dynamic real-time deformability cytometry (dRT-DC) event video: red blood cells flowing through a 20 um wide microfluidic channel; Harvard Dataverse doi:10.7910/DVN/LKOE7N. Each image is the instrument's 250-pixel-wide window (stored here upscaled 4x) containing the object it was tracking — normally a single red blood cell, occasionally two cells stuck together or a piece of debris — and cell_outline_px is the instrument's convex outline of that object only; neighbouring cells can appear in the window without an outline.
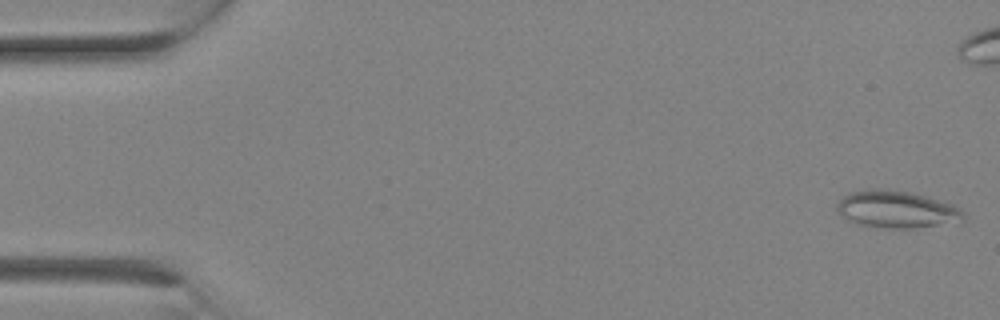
{"species": "Egyptian fruit bat (a non-hibernating species)", "species_latin": "Rousettus aegyptiacus", "temperature_condition": "room temperature", "stored_images_in_passage": 11, "camera_frame_rate_fps": 3000, "um_per_image_px": 0.085, "animal": {"sex": "female"}, "frame": {"image": 1, "passage_image": 1, "time_ms": 0.0, "image_size_px": [1000, 320], "cell_outline_px": [[964, 220], [912, 228], [880, 228], [864, 224], [852, 220], [844, 216], [836, 208], [836, 204], [848, 192], [868, 188], [888, 188], [912, 192], [944, 200], [960, 208], [964, 212]], "centroid_in_image_um": [76.24, 17.75], "position_along_channel_um": 8.8, "area_um2": 27.4}}
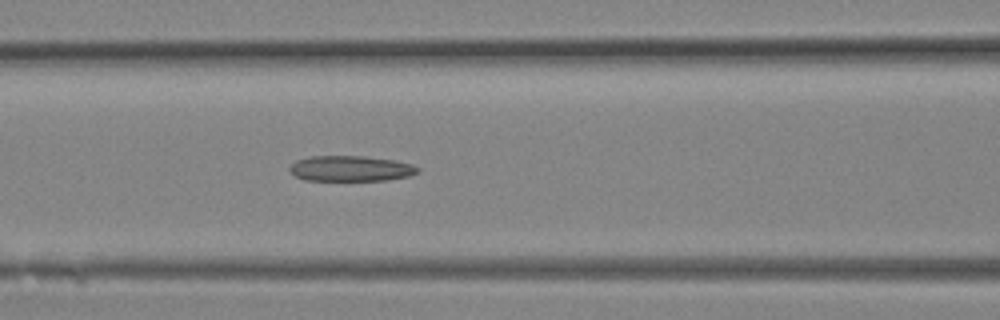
{"frame": {"image": 2, "passage_image": 11, "time_ms": 3.333, "image_size_px": [1000, 320], "cell_outline_px": [[420, 172], [408, 176], [388, 180], [304, 180], [296, 176], [288, 168], [296, 160], [308, 156], [364, 156], [392, 160], [412, 164], [420, 168]], "centroid_in_image_um": [29.81, 14.32], "position_along_channel_um": 136.8, "area_um2": 19.02}}